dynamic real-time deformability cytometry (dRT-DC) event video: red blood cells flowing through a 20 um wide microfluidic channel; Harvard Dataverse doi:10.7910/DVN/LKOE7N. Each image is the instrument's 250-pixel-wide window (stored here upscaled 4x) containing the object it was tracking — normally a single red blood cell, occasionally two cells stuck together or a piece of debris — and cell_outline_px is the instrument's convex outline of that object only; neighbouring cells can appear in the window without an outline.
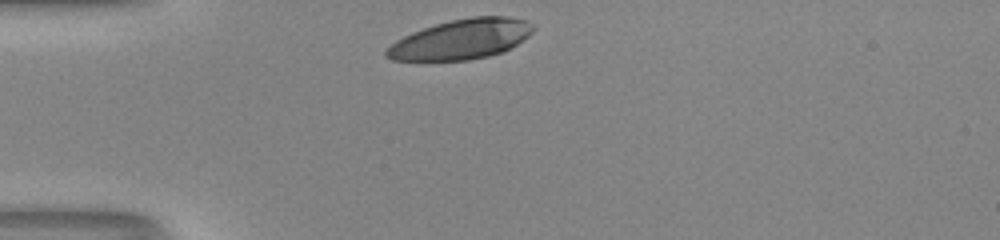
{"species": "human", "species_latin": "Homo sapiens", "temperature_condition": "room temperature", "stored_images_in_passage": 28, "camera_frame_rate_fps": 3000, "um_per_image_px": 0.085, "donor": {"sex": "male"}, "frame": {"image": 1, "passage_image": 1, "time_ms": 0.0, "image_size_px": [1000, 240], "cell_outline_px": [[536, 28], [528, 36], [516, 44], [500, 52], [488, 56], [468, 60], [392, 60], [384, 56], [384, 52], [396, 40], [412, 32], [436, 24], [452, 20], [472, 16], [508, 16], [528, 20]], "centroid_in_image_um": [39.21, 3.32], "position_along_channel_um": 45.8, "area_um2": 33.93}}
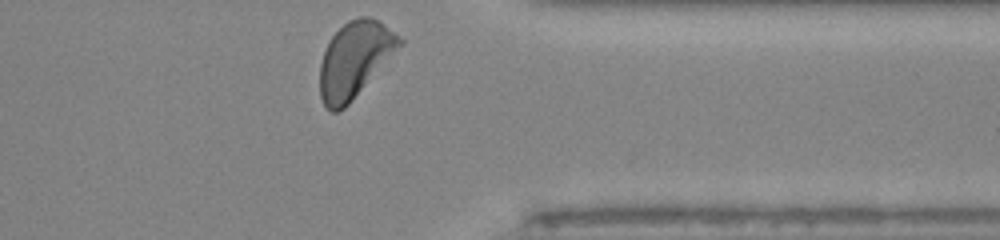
{"frame": {"image": 2, "passage_image": 28, "time_ms": 9.0, "image_size_px": [1000, 240], "cell_outline_px": [[404, 44], [348, 104], [344, 108], [336, 112], [332, 112], [324, 104], [320, 96], [320, 64], [324, 52], [332, 36], [348, 20], [360, 16], [368, 16], [376, 20], [396, 32], [404, 40]], "centroid_in_image_um": [30.17, 5.05], "position_along_channel_um": 381.2, "area_um2": 34.91}, "authors_computed_cell_mechanics": {"area_um2": 35.4892, "velocity_mm_per_s": 4.0831, "shape_relaxation_time_tau1_ms": 2.1981, "shape_relaxation_time_tau2_ms": null, "deformation_change_tau1": 0.1375, "deformation_change_tau2": null}}